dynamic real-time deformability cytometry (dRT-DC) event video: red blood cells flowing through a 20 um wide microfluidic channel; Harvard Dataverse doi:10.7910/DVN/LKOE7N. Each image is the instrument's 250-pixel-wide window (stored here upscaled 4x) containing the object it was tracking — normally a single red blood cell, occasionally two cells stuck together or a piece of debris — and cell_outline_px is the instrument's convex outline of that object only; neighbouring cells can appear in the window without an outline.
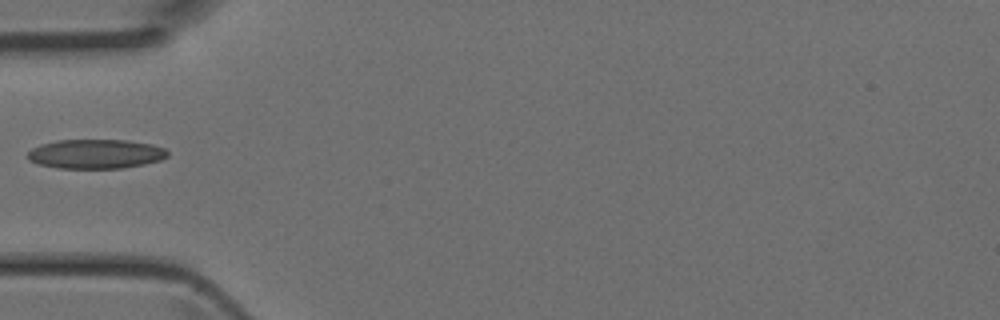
{"species": "Egyptian fruit bat (a non-hibernating species)", "species_latin": "Rousettus aegyptiacus", "temperature_condition": "room temperature", "stored_images_in_passage": 1, "camera_frame_rate_fps": 3000, "um_per_image_px": 0.085, "animal": {"sex": "female"}, "frame": {"image": 1, "passage_image": 1, "time_ms": 0.0, "image_size_px": [1000, 320], "cell_outline_px": [[168, 156], [160, 160], [144, 164], [120, 168], [56, 168], [40, 164], [28, 160], [28, 152], [32, 148], [40, 144], [60, 140], [124, 140], [152, 144], [164, 148], [168, 152]], "centroid_in_image_um": [8.13, 13.08], "position_along_channel_um": 76.9, "area_um2": 23.81}}